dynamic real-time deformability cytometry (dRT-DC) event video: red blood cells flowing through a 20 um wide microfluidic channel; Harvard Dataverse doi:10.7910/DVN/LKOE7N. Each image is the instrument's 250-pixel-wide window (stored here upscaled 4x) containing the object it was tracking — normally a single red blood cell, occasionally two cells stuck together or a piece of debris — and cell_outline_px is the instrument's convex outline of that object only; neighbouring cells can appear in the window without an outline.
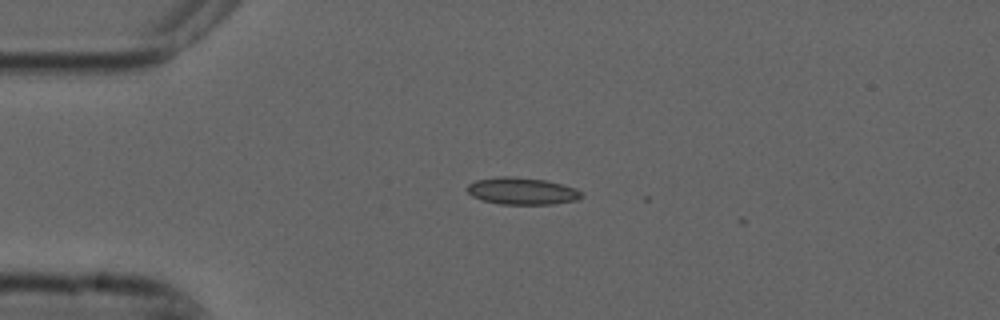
{"species": "common noctule bat (a hibernating species)", "species_latin": "Nyctalus noctula", "temperature_condition": "cold", "stored_images_in_passage": 2, "camera_frame_rate_fps": 3000, "um_per_image_px": 0.085, "animal": {"sex": "male", "forearm_length_mm": 52.5}, "frame": {"image": 1, "passage_image": 1, "time_ms": 0.0, "image_size_px": [1000, 320], "cell_outline_px": [[584, 196], [576, 200], [552, 204], [500, 204], [484, 200], [472, 196], [468, 192], [468, 184], [476, 180], [496, 176], [508, 176], [544, 180], [576, 188], [584, 192]], "centroid_in_image_um": [44.39, 16.24], "position_along_channel_um": 40.6, "area_um2": 17.92}}